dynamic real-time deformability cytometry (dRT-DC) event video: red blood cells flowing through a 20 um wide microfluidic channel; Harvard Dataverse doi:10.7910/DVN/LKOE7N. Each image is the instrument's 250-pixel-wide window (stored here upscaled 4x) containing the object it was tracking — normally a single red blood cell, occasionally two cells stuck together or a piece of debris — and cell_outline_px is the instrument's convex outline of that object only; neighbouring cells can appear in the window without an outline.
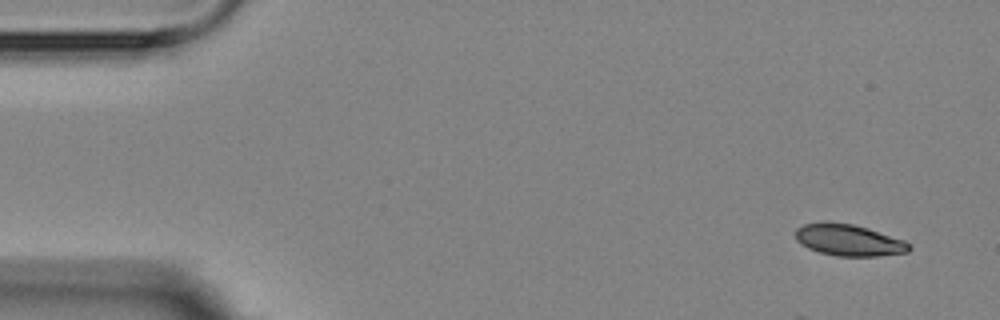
{"species": "Egyptian fruit bat (a non-hibernating species)", "species_latin": "Rousettus aegyptiacus", "temperature_condition": "room temperature", "stored_images_in_passage": 15, "camera_frame_rate_fps": 3000, "um_per_image_px": 0.085, "animal": {"sex": "female"}, "frame": {"image": 1, "passage_image": 1, "time_ms": 0.0, "image_size_px": [1000, 320], "cell_outline_px": [[912, 248], [908, 252], [876, 256], [836, 256], [820, 252], [808, 248], [800, 244], [796, 240], [796, 228], [804, 224], [824, 220], [828, 220], [852, 224], [868, 228], [904, 240], [912, 244]], "centroid_in_image_um": [72.13, 20.39], "position_along_channel_um": 12.9, "area_um2": 21.21}}
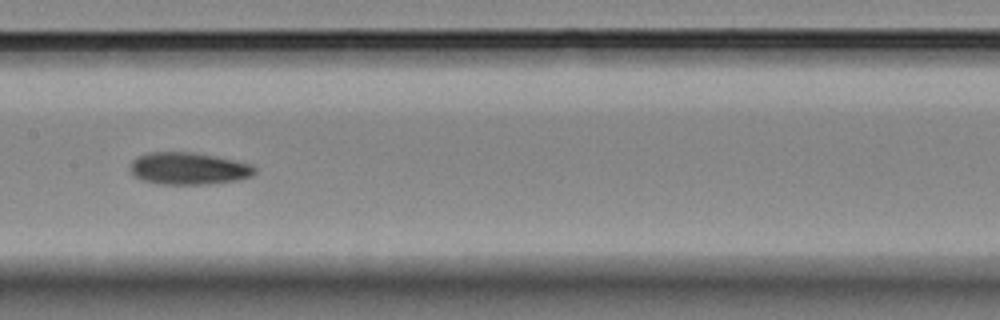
{"frame": {"image": 2, "passage_image": 8, "time_ms": 8.0, "image_size_px": [1000, 320], "cell_outline_px": [[256, 172], [252, 176], [236, 180], [204, 184], [156, 184], [140, 180], [128, 168], [132, 160], [148, 152], [192, 152], [216, 156], [252, 164], [256, 168]], "centroid_in_image_um": [16.01, 14.32], "position_along_channel_um": 191.4, "area_um2": 23.41}}
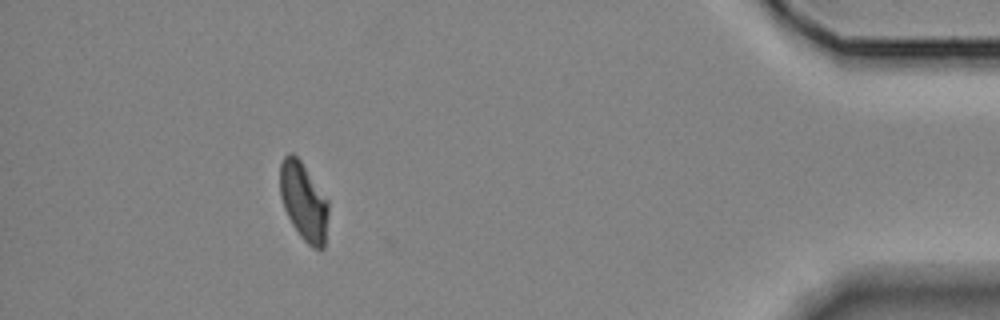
{"frame": {"image": 3, "passage_image": 14, "time_ms": 15.667, "image_size_px": [1000, 320], "cell_outline_px": [[328, 216], [324, 248], [312, 248], [300, 236], [292, 224], [284, 208], [280, 196], [280, 164], [284, 156], [288, 152], [292, 152], [300, 160], [328, 200]], "centroid_in_image_um": [25.8, 17.12], "position_along_channel_um": 409.4, "area_um2": 21.91}, "authors_computed_cell_mechanics": {"area_um2": 22.9466, "velocity_mm_per_s": 3.5725, "shape_relaxation_time_tau1_ms": 2.8105, "shape_relaxation_time_tau2_ms": 2.1741, "deformation_change_tau1": 0.0905, "deformation_change_tau2": 0.0602}}